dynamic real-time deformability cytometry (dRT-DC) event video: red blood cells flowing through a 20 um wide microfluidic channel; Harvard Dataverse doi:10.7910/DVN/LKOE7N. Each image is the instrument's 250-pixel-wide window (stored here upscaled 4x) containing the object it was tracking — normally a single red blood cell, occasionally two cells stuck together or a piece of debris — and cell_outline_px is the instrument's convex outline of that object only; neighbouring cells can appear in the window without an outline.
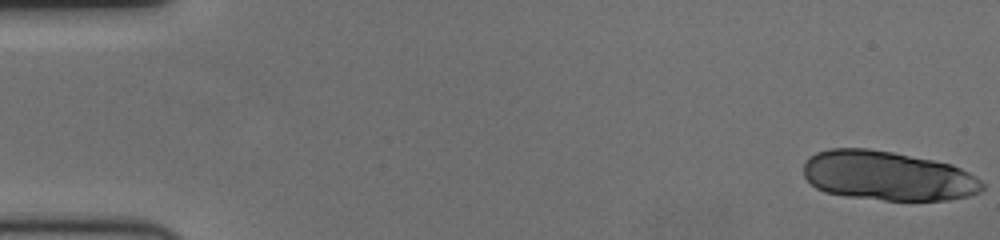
{"species": "human", "species_latin": "Homo sapiens", "temperature_condition": "cold", "stored_images_in_passage": 19, "camera_frame_rate_fps": 3000, "um_per_image_px": 0.085, "donor": {"sex": "female"}, "frame": {"image": 1, "passage_image": 1, "time_ms": 0.0, "image_size_px": [1000, 240], "cell_outline_px": [[984, 188], [980, 192], [968, 196], [948, 200], [884, 200], [848, 196], [824, 192], [816, 188], [804, 176], [804, 164], [808, 156], [816, 152], [828, 148], [868, 148], [892, 152], [952, 164], [976, 176], [984, 184]], "centroid_in_image_um": [75.44, 14.94], "position_along_channel_um": 9.6, "area_um2": 51.62}}
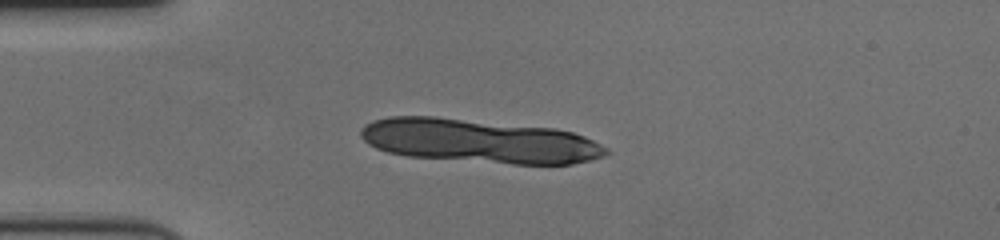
{"frame": {"image": 2, "passage_image": 15, "time_ms": 4.667, "image_size_px": [1000, 240], "cell_outline_px": [[612, 152], [604, 156], [572, 164], [512, 164], [408, 156], [388, 152], [376, 148], [368, 144], [360, 136], [360, 128], [364, 124], [372, 120], [388, 116], [436, 116], [556, 128], [572, 132], [584, 136], [608, 148]], "centroid_in_image_um": [40.71, 11.97], "position_along_channel_um": 44.3, "area_um2": 63.06}}